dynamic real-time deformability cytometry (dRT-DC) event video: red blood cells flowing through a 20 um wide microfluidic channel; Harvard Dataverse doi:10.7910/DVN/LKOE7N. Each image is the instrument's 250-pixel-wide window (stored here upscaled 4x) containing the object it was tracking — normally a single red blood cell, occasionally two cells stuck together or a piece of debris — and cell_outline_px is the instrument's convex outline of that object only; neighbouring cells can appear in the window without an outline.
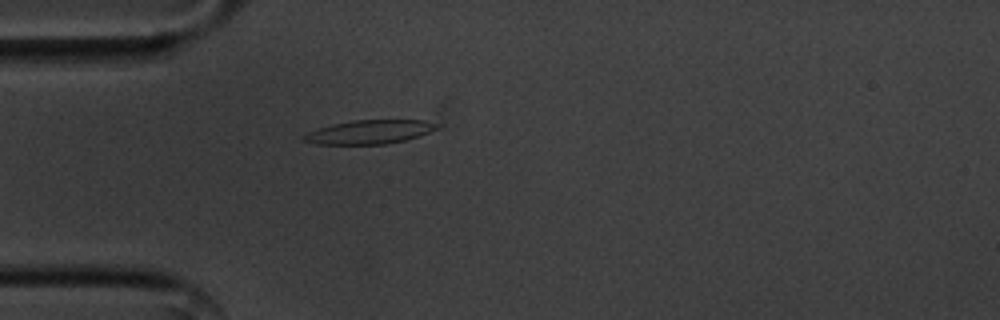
{"species": "common noctule bat (a hibernating species)", "species_latin": "Nyctalus noctula", "temperature_condition": "cold", "stored_images_in_passage": 41, "camera_frame_rate_fps": 3000, "um_per_image_px": 0.085, "animal": {"sex": "male", "body_mass_g": 20.1, "forearm_length_mm": 53.5}, "frame": {"image": 1, "passage_image": 1, "time_ms": 0.0, "image_size_px": [1000, 320], "cell_outline_px": [[440, 128], [420, 136], [404, 140], [384, 144], [316, 144], [300, 140], [300, 136], [308, 132], [332, 124], [352, 120], [424, 120], [440, 124]], "centroid_in_image_um": [31.41, 11.21], "position_along_channel_um": 53.6, "area_um2": 18.61}}
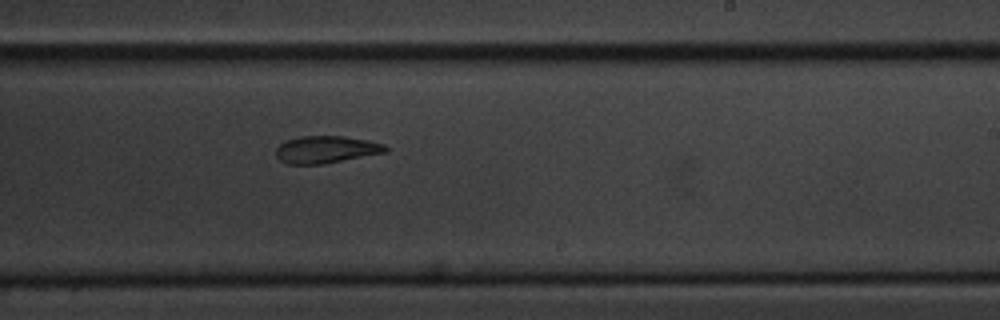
{"frame": {"image": 2, "passage_image": 19, "time_ms": 6.0, "image_size_px": [1000, 320], "cell_outline_px": [[388, 152], [320, 164], [288, 164], [280, 160], [276, 156], [276, 148], [280, 144], [288, 140], [300, 136], [344, 136], [368, 140], [384, 144], [388, 148]], "centroid_in_image_um": [27.73, 12.7], "position_along_channel_um": 261.3, "area_um2": 17.28}}
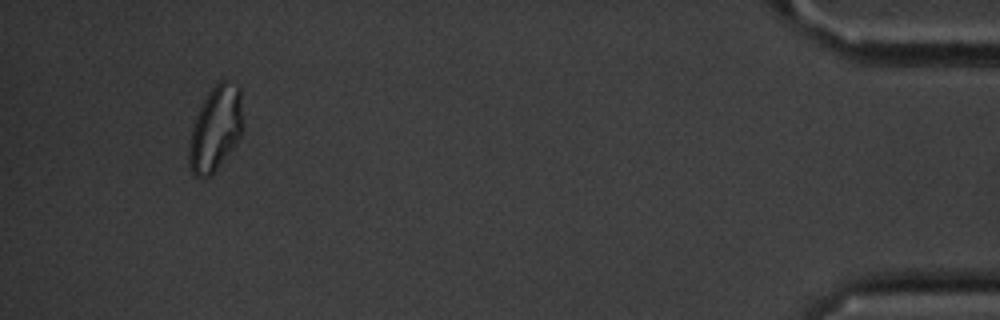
{"frame": {"image": 3, "passage_image": 38, "time_ms": 12.333, "image_size_px": [1000, 320], "cell_outline_px": [[240, 136], [232, 148], [212, 176], [196, 176], [192, 172], [188, 164], [188, 148], [192, 128], [196, 116], [208, 92], [220, 80], [228, 80], [240, 88]], "centroid_in_image_um": [18.27, 10.96], "position_along_channel_um": 416.9, "area_um2": 25.95}, "authors_computed_cell_mechanics": {"area_um2": 18.3804, "velocity_mm_per_s": 3.5672, "shape_relaxation_time_tau1_ms": 5.5561, "shape_relaxation_time_tau2_ms": 4.9682, "deformation_change_tau1": 0.1971, "deformation_change_tau2": 0.1307}}